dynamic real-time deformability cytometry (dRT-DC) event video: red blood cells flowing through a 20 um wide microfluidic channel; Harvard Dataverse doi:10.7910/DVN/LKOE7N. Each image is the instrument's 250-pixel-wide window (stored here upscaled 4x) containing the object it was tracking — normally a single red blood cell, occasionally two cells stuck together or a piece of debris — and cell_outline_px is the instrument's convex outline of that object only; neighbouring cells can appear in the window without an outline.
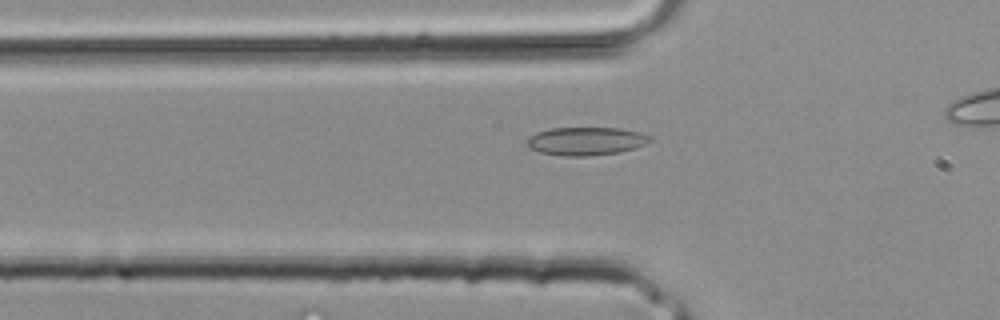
{"species": "common noctule bat (a hibernating species)", "species_latin": "Nyctalus noctula", "temperature_condition": "room temperature", "stored_images_in_passage": 26, "camera_frame_rate_fps": 3000, "um_per_image_px": 0.085, "animal": {"sex": "male", "body_mass_g": 20.4}, "frame": {"image": 1, "passage_image": 9, "time_ms": 2.667, "image_size_px": [1000, 320], "cell_outline_px": [[652, 140], [636, 148], [620, 152], [588, 156], [564, 156], [540, 152], [528, 148], [528, 140], [536, 132], [548, 128], [620, 128], [640, 132], [652, 136]], "centroid_in_image_um": [49.84, 11.99], "position_along_channel_um": 76.0, "area_um2": 20.23}}
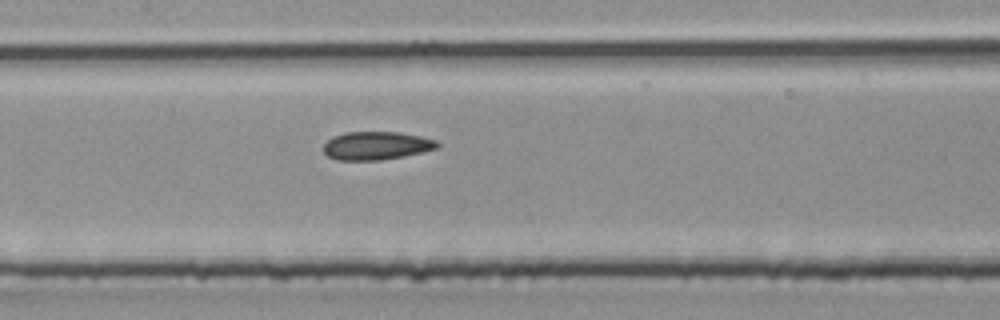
{"frame": {"image": 2, "passage_image": 14, "time_ms": 4.333, "image_size_px": [1000, 320], "cell_outline_px": [[440, 148], [404, 156], [380, 160], [336, 160], [328, 156], [324, 152], [324, 144], [332, 136], [344, 132], [400, 132], [420, 136], [436, 140], [440, 144]], "centroid_in_image_um": [32.0, 12.38], "position_along_channel_um": 175.4, "area_um2": 18.84}}
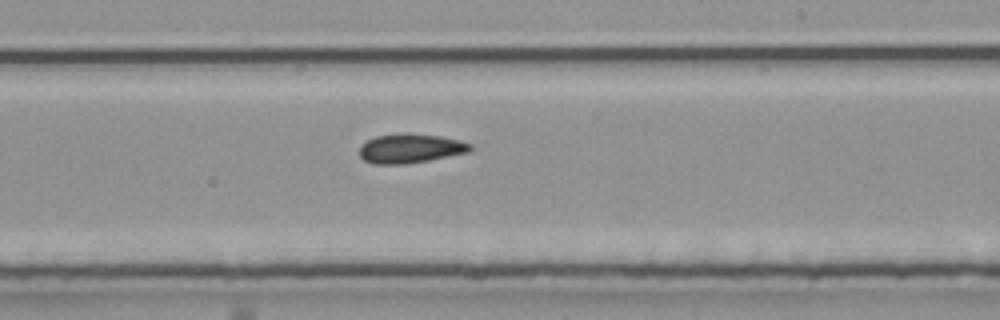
{"frame": {"image": 3, "passage_image": 18, "time_ms": 5.667, "image_size_px": [1000, 320], "cell_outline_px": [[472, 148], [468, 152], [428, 160], [404, 164], [372, 164], [364, 160], [360, 156], [360, 144], [376, 136], [404, 132], [412, 132], [440, 136], [460, 140], [472, 144]], "centroid_in_image_um": [34.86, 12.6], "position_along_channel_um": 254.1, "area_um2": 19.07}}